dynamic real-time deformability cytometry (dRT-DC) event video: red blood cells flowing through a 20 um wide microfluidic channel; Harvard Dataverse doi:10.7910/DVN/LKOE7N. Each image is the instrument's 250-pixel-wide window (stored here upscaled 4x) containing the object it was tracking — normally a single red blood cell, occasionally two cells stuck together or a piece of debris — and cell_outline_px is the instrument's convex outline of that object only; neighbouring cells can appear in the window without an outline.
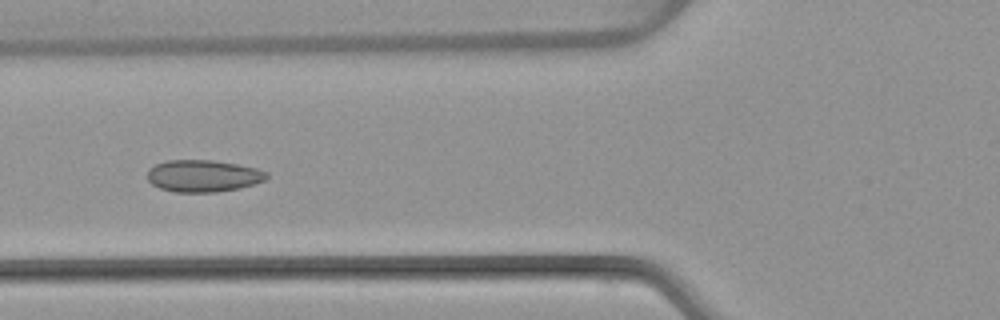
{"species": "common noctule bat (a hibernating species)", "species_latin": "Nyctalus noctula", "temperature_condition": "warm", "stored_images_in_passage": 6, "camera_frame_rate_fps": 3000, "um_per_image_px": 0.085, "animal": {"sex": "female", "body_mass_g": 22.7, "forearm_length_mm": 54.2}, "frame": {"image": 1, "passage_image": 4, "time_ms": 4.667, "image_size_px": [1000, 320], "cell_outline_px": [[268, 176], [264, 180], [240, 188], [216, 192], [176, 192], [160, 188], [152, 184], [148, 180], [148, 168], [156, 164], [168, 160], [212, 160], [236, 164], [256, 168], [268, 172]], "centroid_in_image_um": [17.25, 14.95], "position_along_channel_um": 108.5, "area_um2": 22.14}}
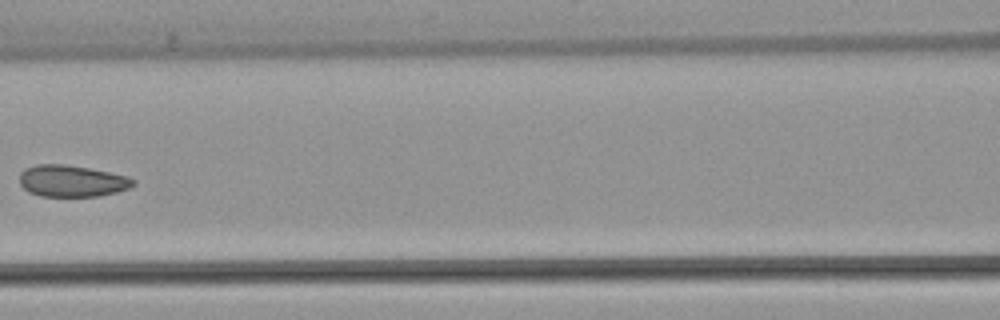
{"frame": {"image": 2, "passage_image": 5, "time_ms": 6.0, "image_size_px": [1000, 320], "cell_outline_px": [[136, 184], [128, 188], [116, 192], [96, 196], [40, 196], [28, 192], [20, 184], [20, 172], [24, 168], [36, 164], [64, 164], [88, 168], [128, 176], [136, 180]], "centroid_in_image_um": [6.09, 15.38], "position_along_channel_um": 160.5, "area_um2": 20.98}}
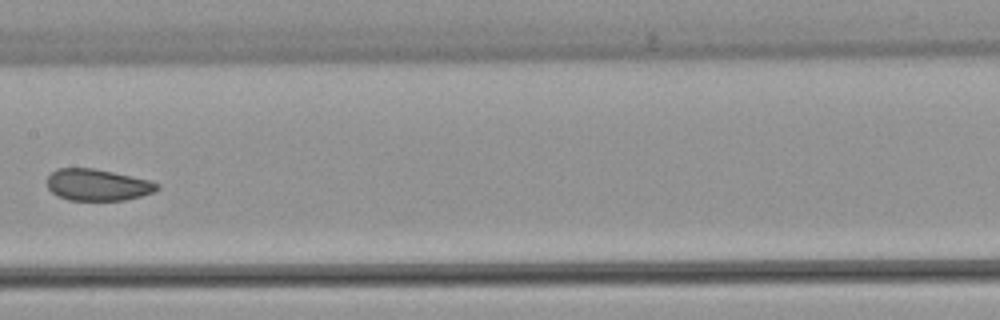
{"frame": {"image": 3, "passage_image": 6, "time_ms": 7.0, "image_size_px": [1000, 320], "cell_outline_px": [[160, 188], [152, 192], [140, 196], [124, 200], [68, 200], [56, 196], [48, 188], [48, 176], [56, 168], [92, 168], [112, 172], [148, 180], [160, 184]], "centroid_in_image_um": [8.26, 15.72], "position_along_channel_um": 199.1, "area_um2": 20.11}}